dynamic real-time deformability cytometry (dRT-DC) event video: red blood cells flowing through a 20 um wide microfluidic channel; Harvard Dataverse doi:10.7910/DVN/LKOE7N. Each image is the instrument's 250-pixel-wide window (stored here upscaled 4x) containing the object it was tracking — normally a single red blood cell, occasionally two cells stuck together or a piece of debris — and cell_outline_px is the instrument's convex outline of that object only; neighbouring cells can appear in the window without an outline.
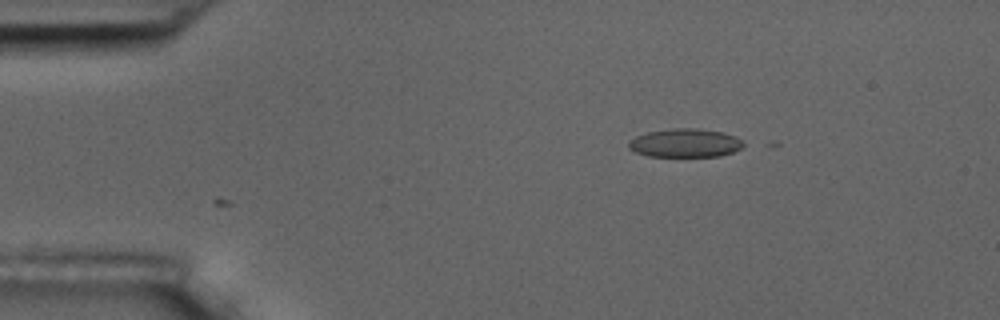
{"species": "common noctule bat (a hibernating species)", "species_latin": "Nyctalus noctula", "temperature_condition": "room temperature", "stored_images_in_passage": 2, "camera_frame_rate_fps": 3000, "um_per_image_px": 0.085, "animal": {"sex": "male", "body_mass_g": 17.5, "forearm_length_mm": 52.3}, "frame": {"image": 1, "passage_image": 2, "time_ms": 1.333, "image_size_px": [1000, 320], "cell_outline_px": [[748, 144], [732, 152], [720, 156], [648, 156], [636, 152], [628, 148], [628, 140], [636, 136], [648, 132], [672, 128], [696, 128], [720, 132], [736, 136], [744, 140]], "centroid_in_image_um": [58.25, 12.15], "position_along_channel_um": 26.7, "area_um2": 19.19}}